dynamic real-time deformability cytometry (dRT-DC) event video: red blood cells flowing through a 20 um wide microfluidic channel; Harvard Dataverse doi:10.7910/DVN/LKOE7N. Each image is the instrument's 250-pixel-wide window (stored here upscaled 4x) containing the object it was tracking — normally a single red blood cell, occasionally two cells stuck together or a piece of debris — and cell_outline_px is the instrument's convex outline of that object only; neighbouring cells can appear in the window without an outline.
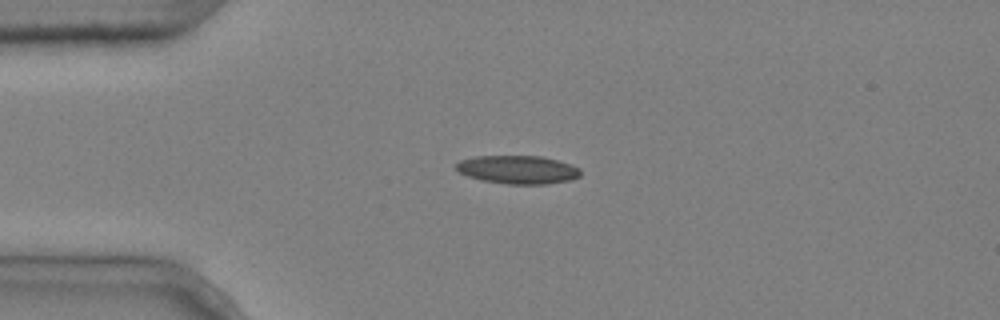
{"species": "common noctule bat (a hibernating species)", "species_latin": "Nyctalus noctula", "temperature_condition": "cold", "stored_images_in_passage": 4, "camera_frame_rate_fps": 3000, "um_per_image_px": 0.085, "animal": {"sex": "male", "body_mass_g": 20.4}, "frame": {"image": 1, "passage_image": 1, "time_ms": 0.0, "image_size_px": [1000, 320], "cell_outline_px": [[580, 176], [572, 180], [544, 184], [508, 184], [480, 180], [468, 176], [460, 172], [456, 168], [456, 164], [460, 160], [476, 156], [540, 156], [556, 160], [580, 168]], "centroid_in_image_um": [44.01, 14.42], "position_along_channel_um": 41.0, "area_um2": 20.4}}